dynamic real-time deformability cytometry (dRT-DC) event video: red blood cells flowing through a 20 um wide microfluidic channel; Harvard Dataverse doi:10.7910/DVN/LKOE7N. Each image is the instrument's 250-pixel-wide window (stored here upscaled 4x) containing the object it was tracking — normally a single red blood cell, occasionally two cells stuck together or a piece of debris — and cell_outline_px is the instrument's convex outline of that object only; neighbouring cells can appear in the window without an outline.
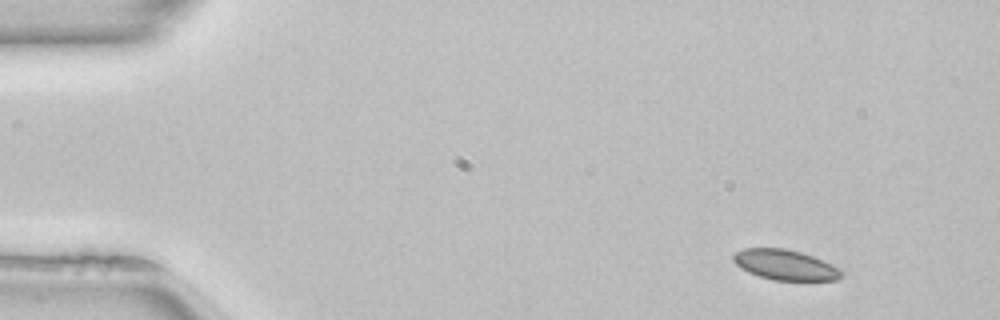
{"species": "common noctule bat (a hibernating species)", "species_latin": "Nyctalus noctula", "temperature_condition": "room temperature", "stored_images_in_passage": 47, "camera_frame_rate_fps": 3000, "um_per_image_px": 0.085, "animal": {"sex": "female", "body_mass_g": 22.7, "forearm_length_mm": 54.2}, "frame": {"image": 1, "passage_image": 1, "time_ms": 0.0, "image_size_px": [1000, 320], "cell_outline_px": [[844, 272], [836, 280], [772, 280], [748, 272], [740, 268], [732, 260], [732, 256], [736, 252], [744, 248], [784, 248], [800, 252], [812, 256], [832, 264], [840, 268]], "centroid_in_image_um": [66.72, 22.51], "position_along_channel_um": 18.3, "area_um2": 19.02}}
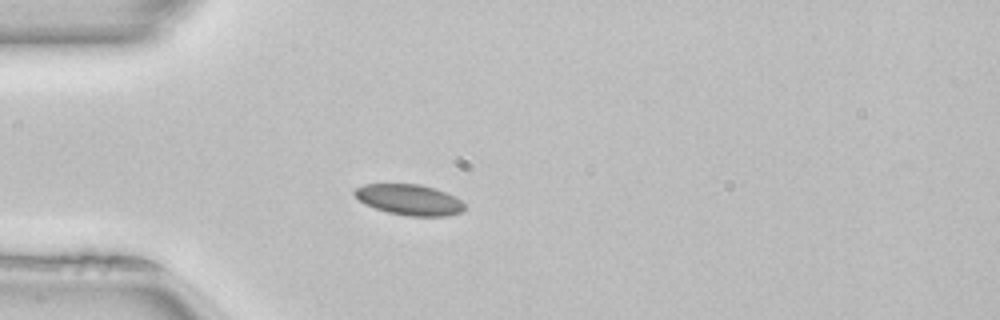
{"frame": {"image": 2, "passage_image": 10, "time_ms": 3.0, "image_size_px": [1000, 320], "cell_outline_px": [[464, 212], [448, 216], [408, 216], [388, 212], [364, 204], [352, 192], [356, 188], [364, 184], [420, 184], [436, 188], [460, 200], [464, 204]], "centroid_in_image_um": [34.8, 16.98], "position_along_channel_um": 50.2, "area_um2": 19.65}}
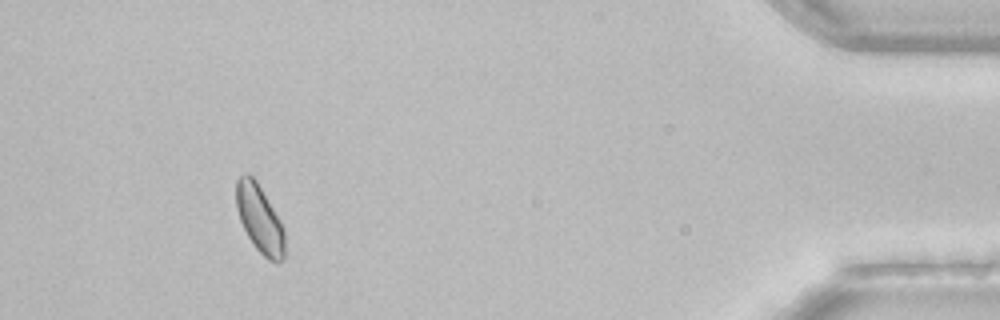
{"frame": {"image": 3, "passage_image": 43, "time_ms": 14.0, "image_size_px": [1000, 320], "cell_outline_px": [[284, 260], [276, 264], [268, 260], [252, 244], [240, 220], [236, 208], [236, 180], [244, 172], [248, 172], [256, 180], [280, 220], [284, 228]], "centroid_in_image_um": [22.07, 18.61], "position_along_channel_um": 413.1, "area_um2": 19.25}, "authors_computed_cell_mechanics": {"area_um2": 19.1896, "velocity_mm_per_s": 4.0064, "shape_relaxation_time_tau1_ms": null, "shape_relaxation_time_tau2_ms": 3.4485, "deformation_change_tau1": null, "deformation_change_tau2": 0.0525}}